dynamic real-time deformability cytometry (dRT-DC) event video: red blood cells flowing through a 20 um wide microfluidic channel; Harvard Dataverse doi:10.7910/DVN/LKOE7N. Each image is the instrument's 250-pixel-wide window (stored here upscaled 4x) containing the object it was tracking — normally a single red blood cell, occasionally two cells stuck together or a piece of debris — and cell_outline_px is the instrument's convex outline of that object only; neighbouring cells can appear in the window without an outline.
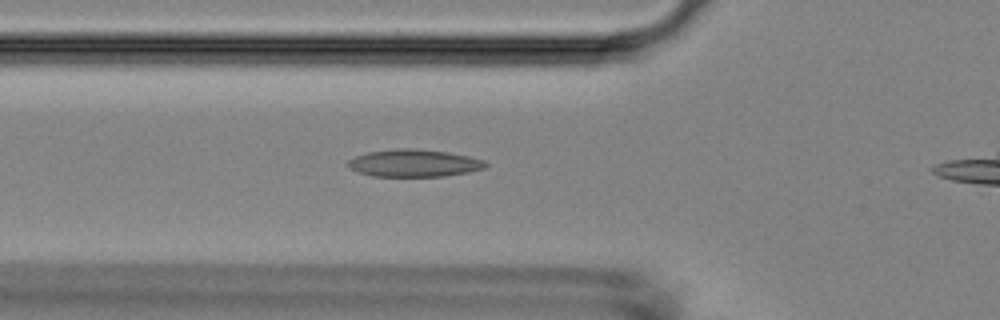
{"species": "Egyptian fruit bat (a non-hibernating species)", "species_latin": "Rousettus aegyptiacus", "temperature_condition": "room temperature", "stored_images_in_passage": 31, "camera_frame_rate_fps": 3000, "um_per_image_px": 0.085, "animal": {"sex": "female"}, "frame": {"image": 1, "passage_image": 10, "time_ms": 3.0, "image_size_px": [1000, 320], "cell_outline_px": [[488, 164], [484, 168], [468, 172], [444, 176], [372, 176], [348, 168], [348, 160], [356, 156], [368, 152], [396, 148], [416, 148], [448, 152], [468, 156], [484, 160]], "centroid_in_image_um": [35.19, 13.86], "position_along_channel_um": 90.6, "area_um2": 21.91}}
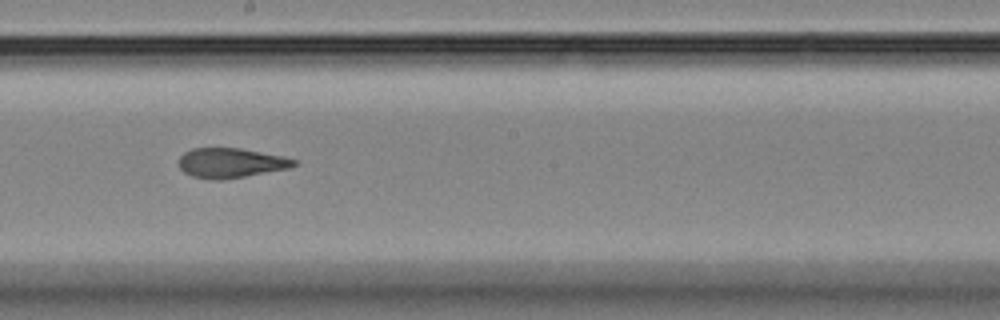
{"frame": {"image": 2, "passage_image": 21, "time_ms": 6.667, "image_size_px": [1000, 320], "cell_outline_px": [[296, 164], [288, 168], [224, 180], [208, 180], [192, 176], [184, 172], [180, 168], [180, 156], [184, 152], [192, 148], [240, 148], [284, 156], [296, 160]], "centroid_in_image_um": [19.59, 13.85], "position_along_channel_um": 228.6, "area_um2": 19.94}}
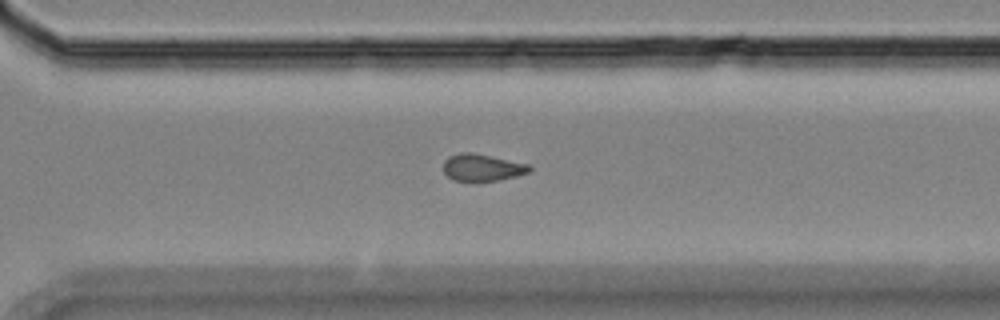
{"frame": {"image": 3, "passage_image": 31, "time_ms": 10.0, "image_size_px": [1000, 320], "cell_outline_px": [[532, 168], [528, 172], [516, 176], [496, 180], [472, 184], [452, 180], [444, 172], [444, 160], [448, 156], [460, 152], [472, 152], [532, 164]], "centroid_in_image_um": [40.97, 14.26], "position_along_channel_um": 329.6, "area_um2": 14.16}}